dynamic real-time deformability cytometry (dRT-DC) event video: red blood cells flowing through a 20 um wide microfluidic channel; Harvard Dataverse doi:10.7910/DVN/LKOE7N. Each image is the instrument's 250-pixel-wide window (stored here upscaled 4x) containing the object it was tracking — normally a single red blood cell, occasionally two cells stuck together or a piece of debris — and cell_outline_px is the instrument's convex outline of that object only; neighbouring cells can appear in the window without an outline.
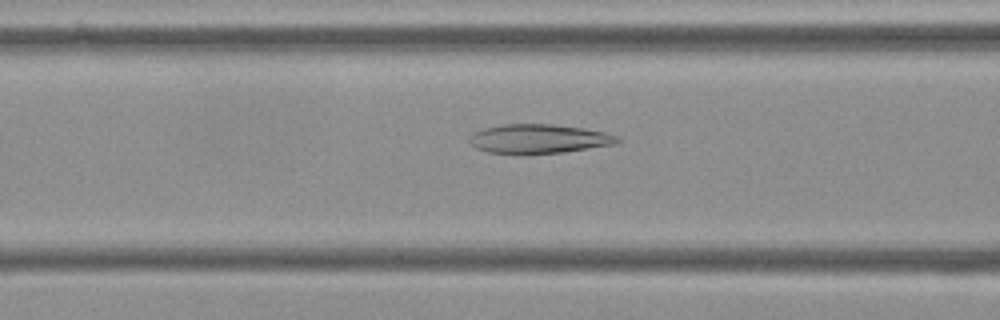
{"species": "Egyptian fruit bat (a non-hibernating species)", "species_latin": "Rousettus aegyptiacus", "temperature_condition": "cold", "stored_images_in_passage": 55, "camera_frame_rate_fps": 3000, "um_per_image_px": 0.085, "frame": {"image": 1, "passage_image": 21, "time_ms": 6.667, "image_size_px": [1000, 320], "cell_outline_px": [[620, 140], [616, 144], [564, 152], [524, 156], [488, 152], [476, 148], [468, 140], [468, 136], [472, 132], [484, 128], [500, 124], [552, 124], [584, 128], [604, 132], [620, 136]], "centroid_in_image_um": [45.76, 11.82], "position_along_channel_um": 120.8, "area_um2": 25.89}}
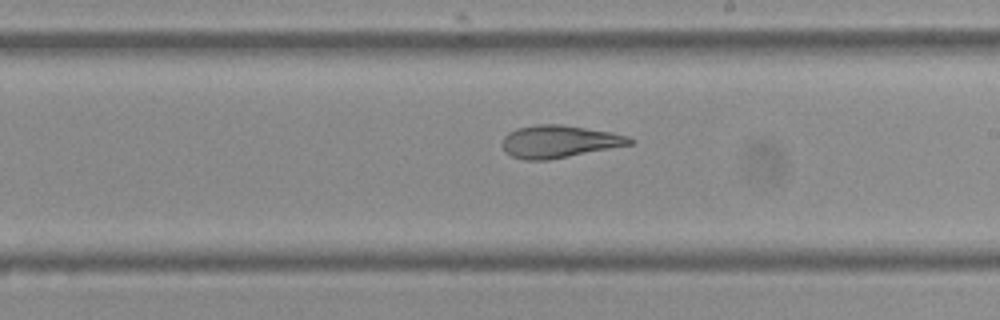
{"frame": {"image": 2, "passage_image": 31, "time_ms": 10.0, "image_size_px": [1000, 320], "cell_outline_px": [[636, 140], [632, 144], [548, 160], [524, 160], [512, 156], [504, 152], [504, 136], [508, 132], [516, 128], [536, 124], [560, 124], [612, 132], [628, 136]], "centroid_in_image_um": [47.53, 12.02], "position_along_channel_um": 241.5, "area_um2": 24.04}}
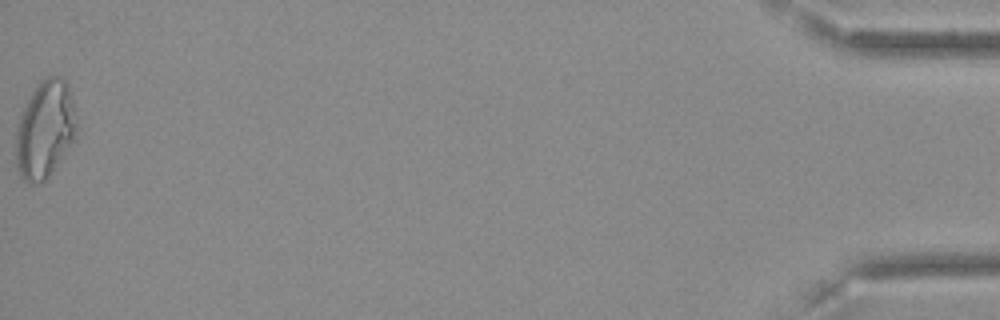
{"frame": {"image": 3, "passage_image": 55, "time_ms": 18.0, "image_size_px": [1000, 320], "cell_outline_px": [[76, 140], [48, 176], [44, 180], [32, 184], [28, 184], [20, 176], [16, 168], [16, 124], [20, 112], [32, 92], [48, 76], [60, 76], [68, 84], [72, 100], [76, 128]], "centroid_in_image_um": [3.8, 11.04], "position_along_channel_um": 431.4, "area_um2": 34.45}, "authors_computed_cell_mechanics": {"area_um2": 27.2816, "velocity_mm_per_s": 3.6128, "shape_relaxation_time_tau1_ms": null, "shape_relaxation_time_tau2_ms": 2.4784, "deformation_change_tau1": null, "deformation_change_tau2": 0.1017}}